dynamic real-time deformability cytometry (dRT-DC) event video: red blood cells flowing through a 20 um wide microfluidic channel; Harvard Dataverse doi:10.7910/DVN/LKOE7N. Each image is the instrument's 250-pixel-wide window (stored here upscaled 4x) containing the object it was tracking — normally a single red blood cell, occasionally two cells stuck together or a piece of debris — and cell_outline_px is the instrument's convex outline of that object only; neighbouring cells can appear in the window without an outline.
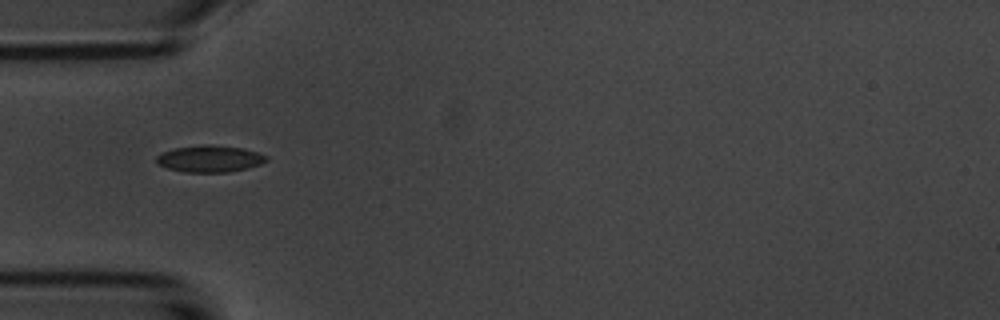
{"species": "common noctule bat (a hibernating species)", "species_latin": "Nyctalus noctula", "temperature_condition": "room temperature", "stored_images_in_passage": 1, "camera_frame_rate_fps": 3000, "um_per_image_px": 0.085, "animal": {"sex": "male", "body_mass_g": 20.1, "forearm_length_mm": 53.5}, "frame": {"image": 1, "passage_image": 1, "time_ms": 0.0, "image_size_px": [1000, 320], "cell_outline_px": [[268, 160], [260, 164], [228, 172], [184, 172], [168, 168], [156, 164], [156, 156], [160, 152], [176, 148], [204, 144], [212, 144], [244, 148], [268, 156]], "centroid_in_image_um": [17.79, 13.48], "position_along_channel_um": 67.2, "area_um2": 17.17}}